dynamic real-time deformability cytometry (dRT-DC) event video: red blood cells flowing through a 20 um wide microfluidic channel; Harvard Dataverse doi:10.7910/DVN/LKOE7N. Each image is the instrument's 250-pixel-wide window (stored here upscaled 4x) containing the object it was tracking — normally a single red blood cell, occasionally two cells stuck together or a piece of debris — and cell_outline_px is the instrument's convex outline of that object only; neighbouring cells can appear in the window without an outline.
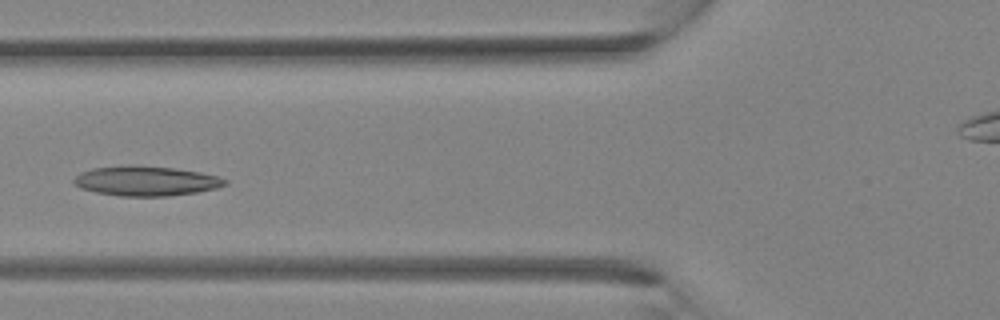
{"species": "Egyptian fruit bat (a non-hibernating species)", "species_latin": "Rousettus aegyptiacus", "temperature_condition": "room temperature", "stored_images_in_passage": 35, "camera_frame_rate_fps": 3000, "um_per_image_px": 0.085, "animal": {"sex": "female"}, "frame": {"image": 1, "passage_image": 13, "time_ms": 4.0, "image_size_px": [1000, 320], "cell_outline_px": [[228, 184], [216, 188], [196, 192], [168, 196], [120, 196], [96, 192], [80, 188], [72, 180], [80, 172], [92, 168], [132, 164], [176, 168], [200, 172], [216, 176], [228, 180]], "centroid_in_image_um": [12.4, 15.37], "position_along_channel_um": 113.4, "area_um2": 26.36}}
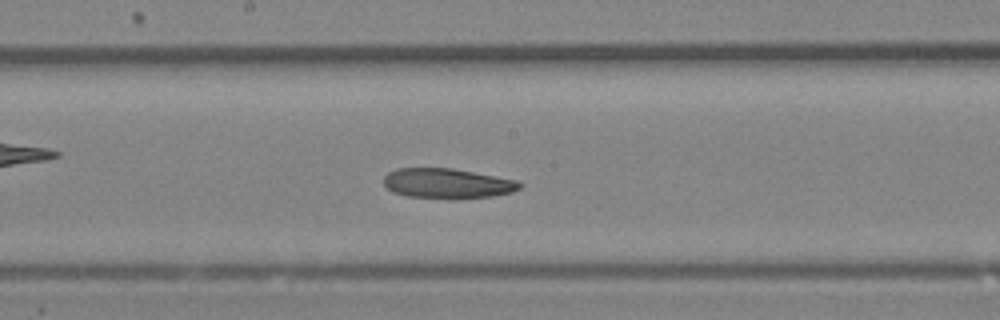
{"frame": {"image": 2, "passage_image": 18, "time_ms": 5.667, "image_size_px": [1000, 320], "cell_outline_px": [[524, 184], [520, 188], [512, 192], [492, 196], [456, 200], [448, 200], [408, 196], [392, 192], [384, 184], [384, 176], [388, 172], [396, 168], [452, 168], [520, 180]], "centroid_in_image_um": [38.06, 15.61], "position_along_channel_um": 210.1, "area_um2": 24.39}}
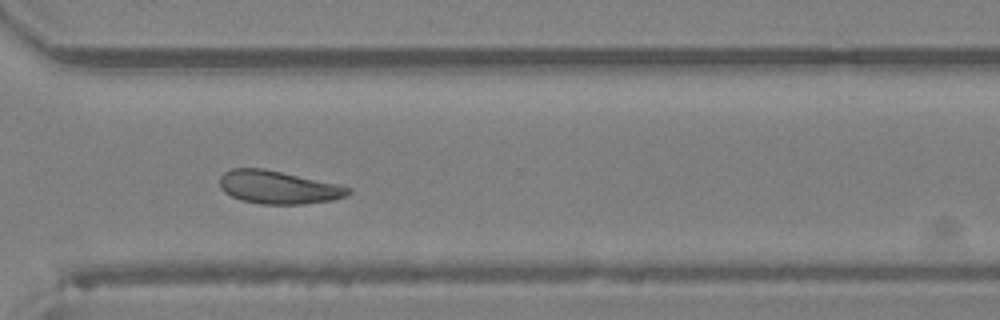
{"frame": {"image": 3, "passage_image": 25, "time_ms": 8.0, "image_size_px": [1000, 320], "cell_outline_px": [[352, 192], [344, 196], [332, 200], [304, 204], [260, 204], [240, 200], [224, 192], [220, 188], [220, 176], [224, 172], [232, 168], [264, 168], [340, 184], [352, 188]], "centroid_in_image_um": [23.66, 15.91], "position_along_channel_um": 346.9, "area_um2": 24.97}}